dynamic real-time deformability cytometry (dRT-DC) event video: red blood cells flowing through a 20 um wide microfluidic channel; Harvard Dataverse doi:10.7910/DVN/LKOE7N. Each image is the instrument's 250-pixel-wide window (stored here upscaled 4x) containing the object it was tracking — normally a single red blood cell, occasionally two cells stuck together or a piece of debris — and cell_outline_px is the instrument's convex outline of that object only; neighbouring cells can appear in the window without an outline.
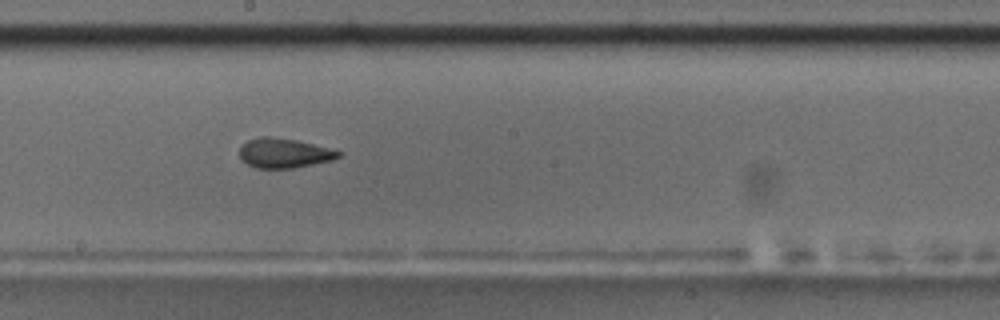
{"species": "common noctule bat (a hibernating species)", "species_latin": "Nyctalus noctula", "temperature_condition": "room temperature", "stored_images_in_passage": 43, "camera_frame_rate_fps": 3000, "um_per_image_px": 0.085, "animal": {"sex": "male", "body_mass_g": 17.5, "forearm_length_mm": 52.3}, "frame": {"image": 1, "passage_image": 19, "time_ms": 6.0, "image_size_px": [1000, 320], "cell_outline_px": [[340, 156], [332, 160], [292, 168], [256, 168], [248, 164], [240, 156], [240, 148], [248, 140], [264, 136], [268, 136], [296, 140], [312, 144], [340, 152]], "centroid_in_image_um": [24.12, 13.02], "position_along_channel_um": 224.1, "area_um2": 16.59}}
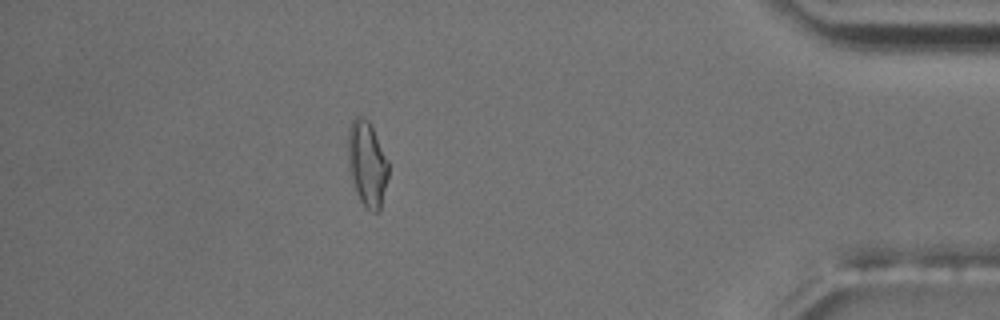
{"frame": {"image": 2, "passage_image": 37, "time_ms": 12.0, "image_size_px": [1000, 320], "cell_outline_px": [[388, 176], [380, 212], [372, 212], [360, 200], [356, 192], [348, 168], [348, 128], [352, 120], [356, 116], [360, 116], [368, 120], [388, 160]], "centroid_in_image_um": [31.2, 13.93], "position_along_channel_um": 404.0, "area_um2": 20.0}, "authors_computed_cell_mechanics": {"area_um2": 17.3978, "velocity_mm_per_s": 3.7296, "shape_relaxation_time_tau1_ms": null, "shape_relaxation_time_tau2_ms": 2.088, "deformation_change_tau1": null, "deformation_change_tau2": 0.0913}}